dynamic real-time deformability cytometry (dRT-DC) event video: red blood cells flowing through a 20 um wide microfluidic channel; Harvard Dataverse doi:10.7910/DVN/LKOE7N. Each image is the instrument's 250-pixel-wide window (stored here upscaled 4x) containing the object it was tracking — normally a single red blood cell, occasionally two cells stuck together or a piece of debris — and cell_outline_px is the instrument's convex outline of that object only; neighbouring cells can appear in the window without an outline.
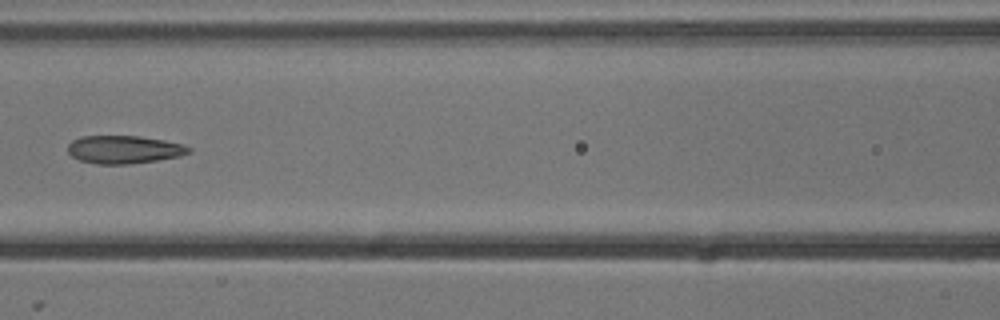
{"species": "common noctule bat (a hibernating species)", "species_latin": "Nyctalus noctula", "temperature_condition": "cold", "stored_images_in_passage": 8, "camera_frame_rate_fps": 3000, "um_per_image_px": 0.085, "animal": {"sex": "male", "body_mass_g": 13.3}, "frame": {"image": 1, "passage_image": 7, "time_ms": 2.0, "image_size_px": [1000, 320], "cell_outline_px": [[192, 152], [180, 156], [156, 160], [128, 164], [96, 164], [80, 160], [72, 156], [68, 152], [68, 144], [72, 140], [80, 136], [140, 136], [164, 140], [184, 144], [192, 148]], "centroid_in_image_um": [10.56, 12.7], "position_along_channel_um": 156.0, "area_um2": 19.83}}
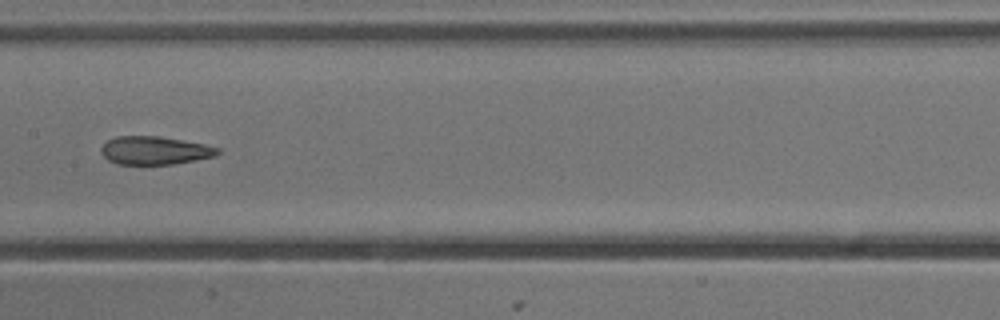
{"frame": {"image": 2, "passage_image": 8, "time_ms": 2.333, "image_size_px": [1000, 320], "cell_outline_px": [[220, 152], [216, 156], [196, 160], [172, 164], [116, 164], [108, 160], [100, 152], [100, 148], [108, 140], [116, 136], [160, 136], [204, 144], [220, 148]], "centroid_in_image_um": [13.15, 12.79], "position_along_channel_um": 194.2, "area_um2": 19.19}}